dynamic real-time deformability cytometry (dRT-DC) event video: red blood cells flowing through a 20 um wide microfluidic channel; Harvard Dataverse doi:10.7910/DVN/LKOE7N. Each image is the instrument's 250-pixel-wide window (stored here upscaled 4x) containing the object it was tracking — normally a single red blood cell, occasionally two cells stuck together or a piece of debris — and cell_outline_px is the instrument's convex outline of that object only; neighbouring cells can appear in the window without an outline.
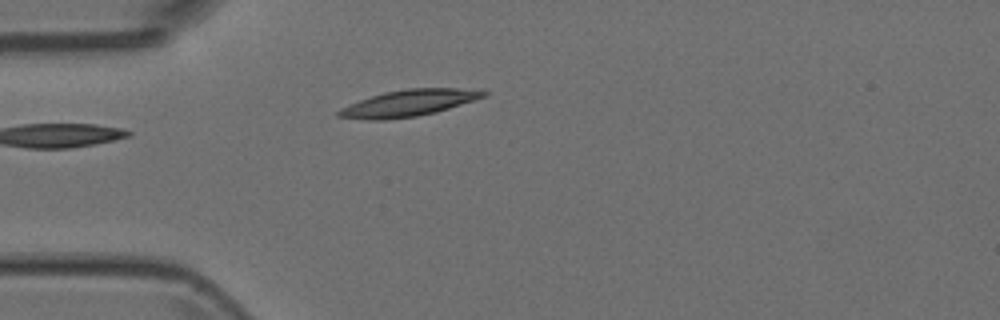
{"species": "Egyptian fruit bat (a non-hibernating species)", "species_latin": "Rousettus aegyptiacus", "temperature_condition": "room temperature", "stored_images_in_passage": 4, "camera_frame_rate_fps": 3000, "um_per_image_px": 0.085, "animal": {"sex": "female"}, "frame": {"image": 1, "passage_image": 2, "time_ms": 0.333, "image_size_px": [1000, 320], "cell_outline_px": [[488, 96], [436, 112], [416, 116], [384, 120], [368, 120], [336, 116], [336, 112], [340, 108], [360, 100], [384, 92], [408, 88], [456, 88], [488, 92]], "centroid_in_image_um": [34.72, 8.77], "position_along_channel_um": 50.3, "area_um2": 22.2}}
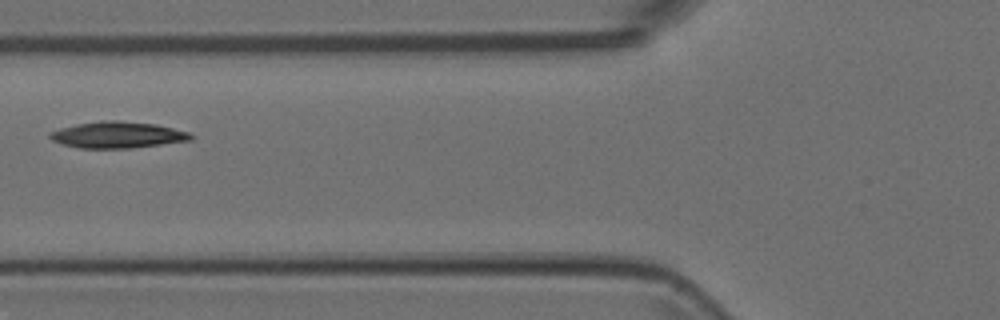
{"frame": {"image": 2, "passage_image": 4, "time_ms": 1.0, "image_size_px": [1000, 320], "cell_outline_px": [[196, 136], [192, 140], [132, 148], [80, 148], [60, 144], [52, 140], [48, 136], [52, 132], [60, 128], [76, 124], [100, 120], [120, 120], [156, 124], [188, 132]], "centroid_in_image_um": [10.0, 11.46], "position_along_channel_um": 115.8, "area_um2": 21.79}}